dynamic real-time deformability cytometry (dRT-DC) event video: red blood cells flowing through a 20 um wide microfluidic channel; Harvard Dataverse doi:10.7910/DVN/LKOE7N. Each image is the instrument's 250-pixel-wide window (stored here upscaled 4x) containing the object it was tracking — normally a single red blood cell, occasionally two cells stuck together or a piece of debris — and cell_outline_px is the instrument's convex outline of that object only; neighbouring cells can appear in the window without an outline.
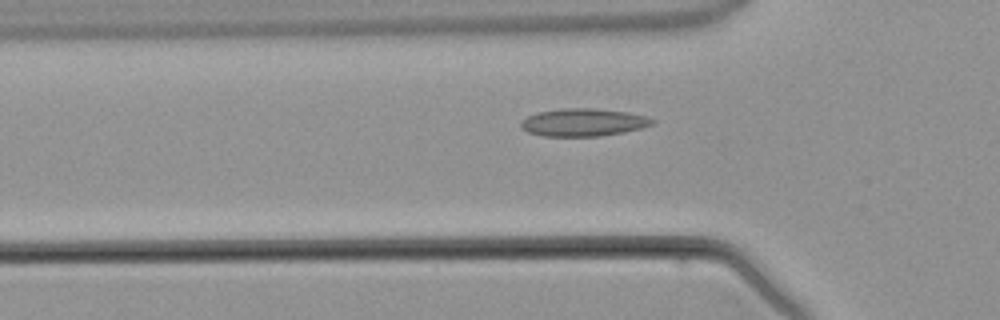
{"species": "common noctule bat (a hibernating species)", "species_latin": "Nyctalus noctula", "temperature_condition": "warm", "stored_images_in_passage": 3, "camera_frame_rate_fps": 3000, "um_per_image_px": 0.085, "animal": {"sex": "male", "body_mass_g": 21.5, "forearm_length_mm": 52.0}, "frame": {"image": 1, "passage_image": 3, "time_ms": 2.333, "image_size_px": [1000, 320], "cell_outline_px": [[656, 124], [644, 128], [624, 132], [600, 136], [544, 136], [528, 132], [520, 128], [520, 120], [536, 112], [560, 108], [596, 108], [628, 112], [648, 116], [656, 120]], "centroid_in_image_um": [49.62, 10.39], "position_along_channel_um": 76.2, "area_um2": 21.68}}